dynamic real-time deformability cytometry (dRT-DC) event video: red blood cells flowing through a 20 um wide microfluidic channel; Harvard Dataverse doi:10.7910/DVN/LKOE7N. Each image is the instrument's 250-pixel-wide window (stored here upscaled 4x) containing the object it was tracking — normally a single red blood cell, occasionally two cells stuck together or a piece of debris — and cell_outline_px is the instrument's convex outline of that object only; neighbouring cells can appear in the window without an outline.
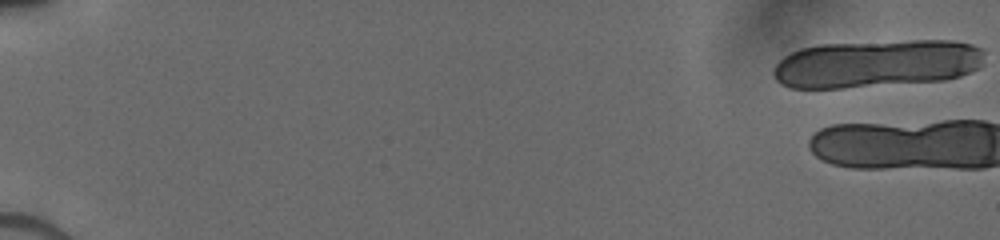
{"species": "human", "species_latin": "Homo sapiens", "temperature_condition": "cold", "stored_images_in_passage": 6, "camera_frame_rate_fps": 3000, "um_per_image_px": 0.085, "donor": {"sex": "male"}, "frame": {"image": 1, "passage_image": 1, "time_ms": 0.0, "image_size_px": [1000, 240], "cell_outline_px": [[984, 64], [960, 76], [944, 80], [840, 88], [788, 88], [780, 84], [776, 80], [772, 72], [772, 68], [784, 56], [800, 48], [820, 44], [908, 40], [952, 40], [972, 44], [984, 48]], "centroid_in_image_um": [74.51, 5.4], "position_along_channel_um": 10.5, "area_um2": 59.36}}